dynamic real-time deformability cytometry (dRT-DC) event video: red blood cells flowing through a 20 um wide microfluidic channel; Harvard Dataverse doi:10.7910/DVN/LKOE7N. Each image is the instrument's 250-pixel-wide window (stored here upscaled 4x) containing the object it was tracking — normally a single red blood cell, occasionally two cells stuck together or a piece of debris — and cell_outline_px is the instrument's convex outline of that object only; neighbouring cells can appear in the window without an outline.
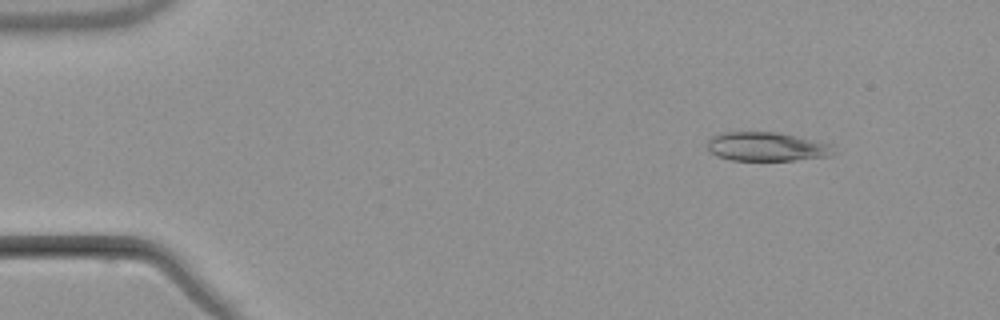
{"species": "common noctule bat (a hibernating species)", "species_latin": "Nyctalus noctula", "temperature_condition": "warm", "stored_images_in_passage": 5, "camera_frame_rate_fps": 3000, "um_per_image_px": 0.085, "animal": {"sex": "male", "body_mass_g": 21.5, "forearm_length_mm": 52.0}, "frame": {"image": 1, "passage_image": 2, "time_ms": 1.333, "image_size_px": [1000, 320], "cell_outline_px": [[836, 152], [832, 156], [792, 160], [732, 160], [716, 156], [708, 152], [708, 140], [716, 132], [776, 132], [796, 136], [832, 144]], "centroid_in_image_um": [65.15, 12.46], "position_along_channel_um": 19.8, "area_um2": 21.5}}
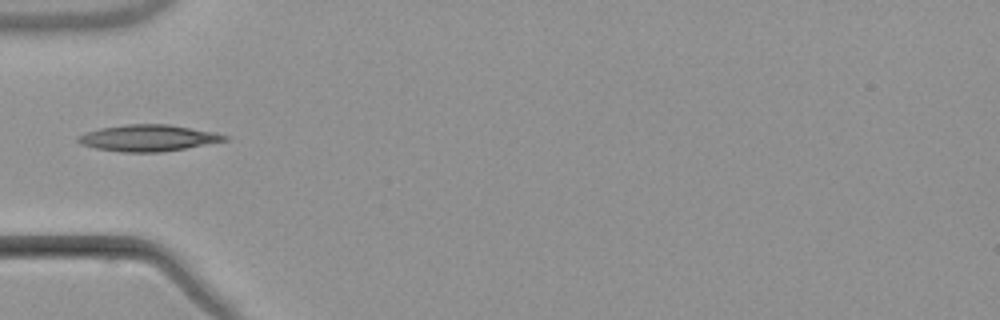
{"frame": {"image": 2, "passage_image": 5, "time_ms": 5.333, "image_size_px": [1000, 320], "cell_outline_px": [[228, 140], [184, 148], [160, 152], [120, 152], [96, 148], [80, 144], [76, 140], [76, 136], [100, 128], [128, 124], [168, 124], [216, 132], [228, 136]], "centroid_in_image_um": [12.58, 11.72], "position_along_channel_um": 72.4, "area_um2": 22.48}}